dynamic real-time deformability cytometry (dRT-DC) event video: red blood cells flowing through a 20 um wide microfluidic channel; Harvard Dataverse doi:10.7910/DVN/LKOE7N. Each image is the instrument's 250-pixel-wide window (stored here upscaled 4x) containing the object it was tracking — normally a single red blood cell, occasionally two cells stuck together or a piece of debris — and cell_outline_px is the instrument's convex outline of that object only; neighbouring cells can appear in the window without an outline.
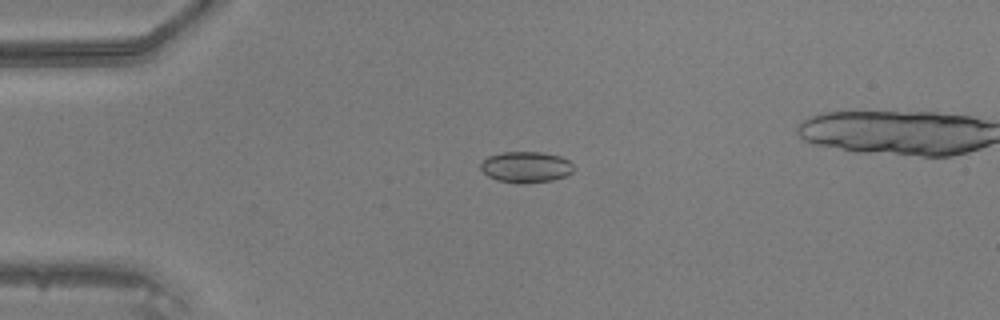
{"species": "common noctule bat (a hibernating species)", "species_latin": "Nyctalus noctula", "temperature_condition": "warm", "stored_images_in_passage": 11, "camera_frame_rate_fps": 3000, "um_per_image_px": 0.085, "animal": {"sex": "male", "body_mass_g": 20.5, "forearm_length_mm": 52.5}, "frame": {"image": 1, "passage_image": 1, "time_ms": 0.0, "image_size_px": [1000, 320], "cell_outline_px": [[572, 172], [568, 176], [552, 180], [524, 184], [516, 184], [496, 180], [488, 176], [480, 168], [480, 164], [488, 156], [504, 152], [540, 152], [560, 156], [568, 160], [572, 164]], "centroid_in_image_um": [44.7, 14.22], "position_along_channel_um": 40.3, "area_um2": 16.94}}
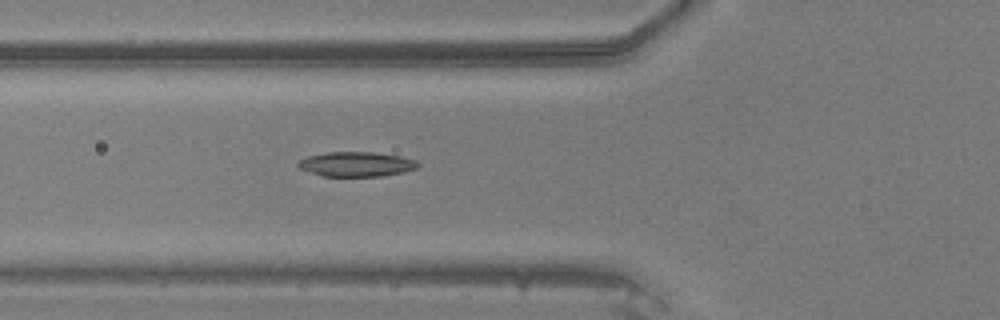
{"frame": {"image": 2, "passage_image": 7, "time_ms": 2.0, "image_size_px": [1000, 320], "cell_outline_px": [[420, 164], [416, 168], [404, 172], [380, 176], [324, 176], [300, 168], [296, 164], [300, 160], [308, 156], [324, 152], [372, 152], [400, 156], [416, 160]], "centroid_in_image_um": [30.3, 13.95], "position_along_channel_um": 95.5, "area_um2": 17.11}}
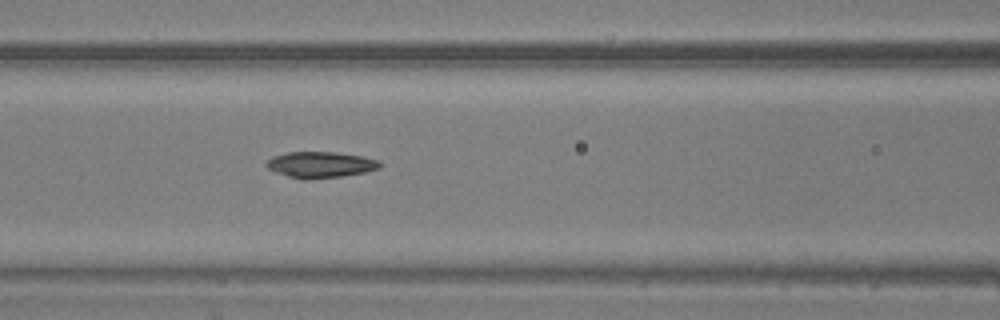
{"frame": {"image": 3, "passage_image": 10, "time_ms": 3.0, "image_size_px": [1000, 320], "cell_outline_px": [[384, 164], [380, 168], [364, 172], [340, 176], [308, 180], [304, 180], [288, 176], [276, 172], [268, 168], [264, 164], [272, 156], [288, 152], [336, 152], [364, 156], [376, 160]], "centroid_in_image_um": [27.24, 13.99], "position_along_channel_um": 139.4, "area_um2": 17.28}}